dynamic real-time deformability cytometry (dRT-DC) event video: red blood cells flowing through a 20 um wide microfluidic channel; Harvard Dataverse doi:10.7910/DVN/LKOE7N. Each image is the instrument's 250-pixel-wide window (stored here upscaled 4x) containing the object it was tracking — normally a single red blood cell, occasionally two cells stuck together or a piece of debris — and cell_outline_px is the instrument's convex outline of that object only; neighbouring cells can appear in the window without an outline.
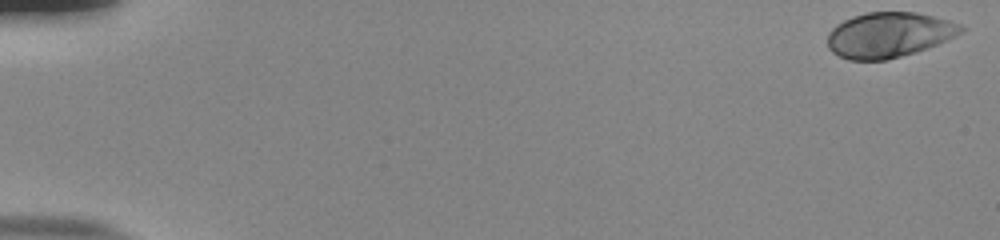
{"species": "human", "species_latin": "Homo sapiens", "temperature_condition": "room temperature", "stored_images_in_passage": 54, "camera_frame_rate_fps": 3000, "um_per_image_px": 0.085, "donor": {"sex": "male"}, "frame": {"image": 1, "passage_image": 1, "time_ms": 0.0, "image_size_px": [1000, 240], "cell_outline_px": [[964, 28], [960, 32], [936, 44], [916, 52], [888, 60], [848, 60], [832, 52], [828, 48], [828, 32], [836, 24], [852, 16], [864, 12], [916, 12], [948, 20], [960, 24]], "centroid_in_image_um": [75.49, 2.96], "position_along_channel_um": 9.5, "area_um2": 34.97}}
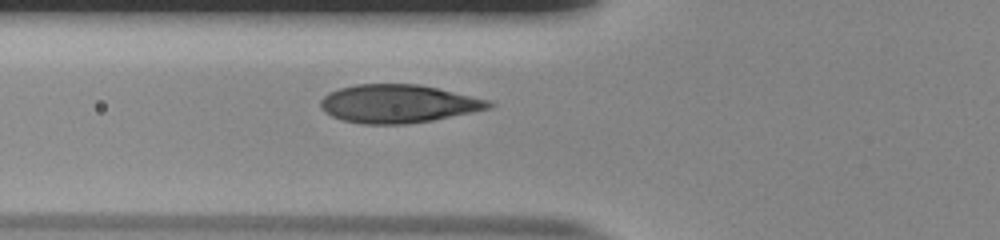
{"frame": {"image": 2, "passage_image": 21, "time_ms": 6.667, "image_size_px": [1000, 240], "cell_outline_px": [[496, 104], [492, 108], [432, 120], [408, 124], [360, 124], [340, 120], [324, 112], [320, 108], [320, 100], [328, 92], [340, 88], [356, 84], [416, 84], [436, 88], [492, 100]], "centroid_in_image_um": [33.84, 8.82], "position_along_channel_um": 92.0, "area_um2": 37.74}}
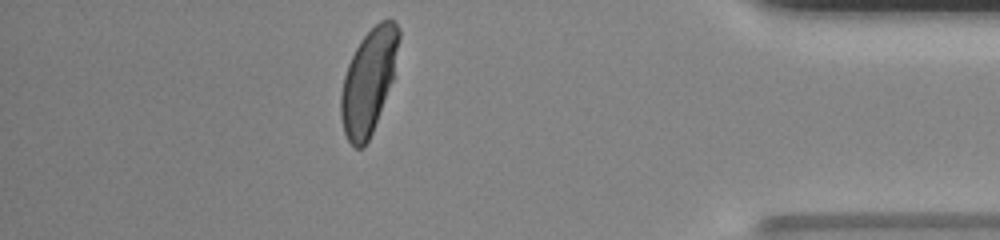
{"frame": {"image": 3, "passage_image": 48, "time_ms": 15.667, "image_size_px": [1000, 240], "cell_outline_px": [[400, 36], [396, 76], [372, 132], [364, 148], [356, 148], [348, 140], [344, 132], [340, 116], [340, 96], [344, 76], [348, 64], [360, 40], [380, 20], [396, 20], [400, 28]], "centroid_in_image_um": [31.37, 6.89], "position_along_channel_um": 403.8, "area_um2": 35.78}, "authors_computed_cell_mechanics": {"area_um2": 36.0094, "velocity_mm_per_s": 3.8381, "shape_relaxation_time_tau1_ms": 4.1613, "shape_relaxation_time_tau2_ms": null, "deformation_change_tau1": 0.1932, "deformation_change_tau2": null}}